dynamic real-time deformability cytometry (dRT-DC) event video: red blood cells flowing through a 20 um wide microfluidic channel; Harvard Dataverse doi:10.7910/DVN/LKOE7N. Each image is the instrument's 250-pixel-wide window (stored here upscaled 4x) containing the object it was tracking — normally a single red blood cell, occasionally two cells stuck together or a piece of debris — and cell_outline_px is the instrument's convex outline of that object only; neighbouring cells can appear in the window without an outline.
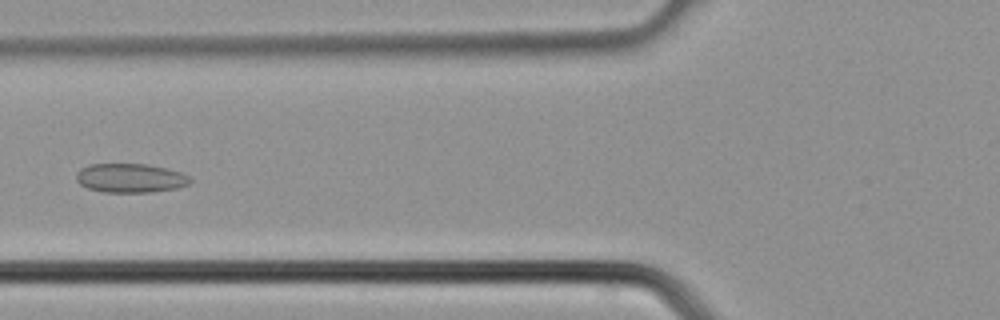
{"species": "common noctule bat (a hibernating species)", "species_latin": "Nyctalus noctula", "temperature_condition": "cold", "stored_images_in_passage": 39, "camera_frame_rate_fps": 3000, "um_per_image_px": 0.085, "animal": {"sex": "male", "body_mass_g": 21.5, "forearm_length_mm": 52.0}, "frame": {"image": 1, "passage_image": 16, "time_ms": 5.0, "image_size_px": [1000, 320], "cell_outline_px": [[192, 180], [188, 184], [176, 188], [152, 192], [104, 192], [88, 188], [80, 184], [76, 180], [76, 172], [80, 168], [88, 164], [148, 164], [180, 172], [192, 176]], "centroid_in_image_um": [11.07, 15.13], "position_along_channel_um": 114.7, "area_um2": 19.36}}
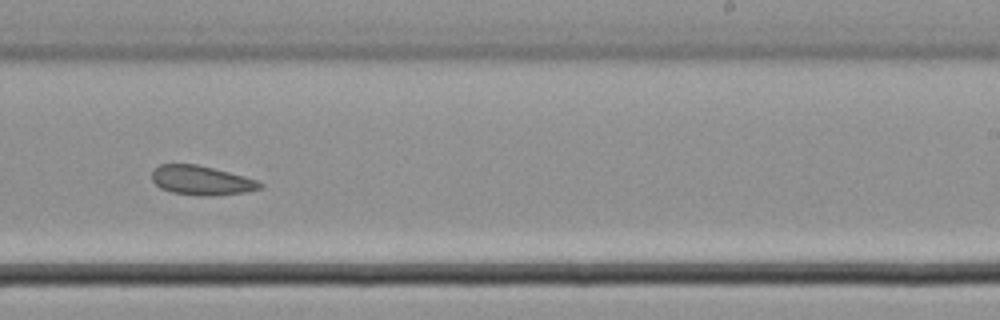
{"frame": {"image": 2, "passage_image": 25, "time_ms": 8.0, "image_size_px": [1000, 320], "cell_outline_px": [[264, 184], [260, 188], [244, 192], [212, 196], [200, 196], [172, 192], [160, 188], [152, 180], [152, 172], [160, 164], [196, 164], [244, 176], [256, 180]], "centroid_in_image_um": [17.1, 15.34], "position_along_channel_um": 271.9, "area_um2": 18.26}}
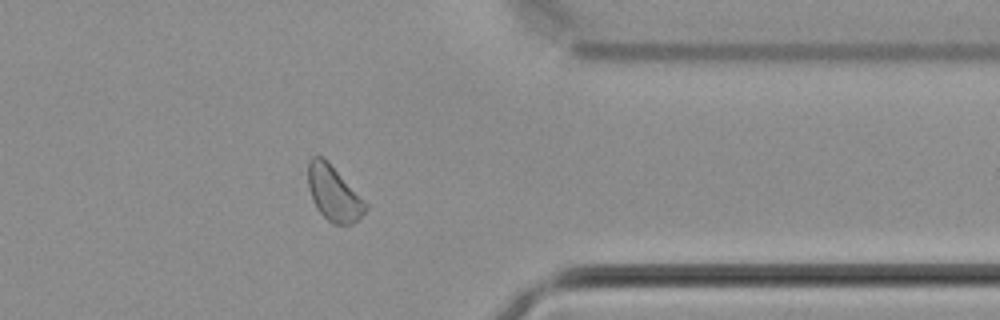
{"frame": {"image": 3, "passage_image": 32, "time_ms": 10.333, "image_size_px": [1000, 320], "cell_outline_px": [[368, 208], [352, 224], [332, 224], [316, 208], [312, 200], [308, 188], [308, 160], [312, 156], [320, 156], [328, 160], [368, 204]], "centroid_in_image_um": [28.35, 16.41], "position_along_channel_um": 383.1, "area_um2": 18.5}}